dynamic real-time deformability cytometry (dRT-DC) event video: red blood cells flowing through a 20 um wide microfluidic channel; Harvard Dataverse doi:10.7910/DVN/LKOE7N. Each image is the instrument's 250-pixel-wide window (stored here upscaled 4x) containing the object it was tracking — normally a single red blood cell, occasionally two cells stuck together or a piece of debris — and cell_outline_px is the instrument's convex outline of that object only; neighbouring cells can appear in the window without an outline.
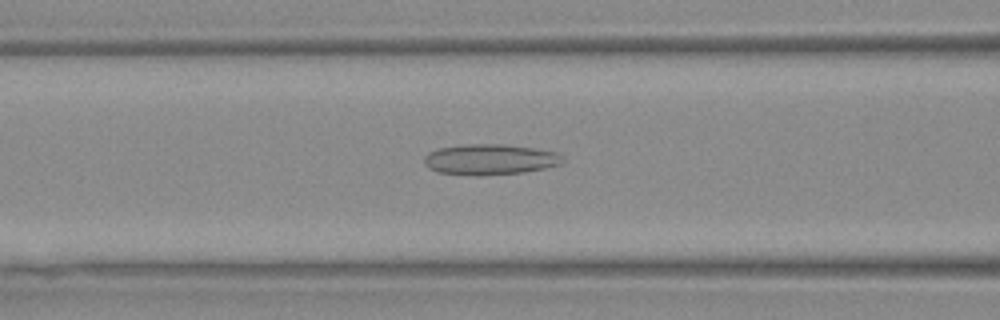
{"species": "Egyptian fruit bat (a non-hibernating species)", "species_latin": "Rousettus aegyptiacus", "temperature_condition": "warm", "stored_images_in_passage": 45, "segment_of_instrument_passage": [1, 2], "camera_frame_rate_fps": 3000, "um_per_image_px": 0.085, "animal": {"sex": "female"}, "frame": {"image": 1, "passage_image": 23, "time_ms": 7.333, "image_size_px": [1000, 320], "cell_outline_px": [[564, 160], [560, 164], [544, 168], [524, 172], [480, 176], [476, 176], [440, 172], [428, 168], [424, 164], [424, 156], [428, 152], [440, 148], [468, 144], [504, 144], [536, 148], [556, 152], [564, 156]], "centroid_in_image_um": [41.66, 13.55], "position_along_channel_um": 124.9, "area_um2": 24.85}}
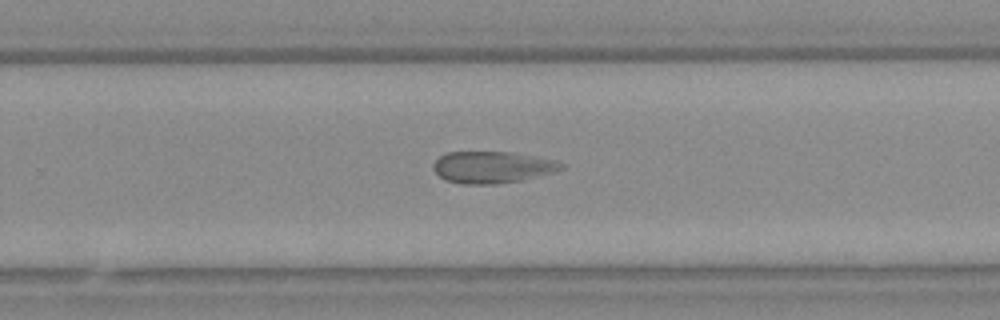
{"frame": {"image": 2, "passage_image": 36, "time_ms": 11.667, "image_size_px": [1000, 320], "cell_outline_px": [[564, 168], [552, 172], [520, 180], [496, 184], [460, 184], [444, 180], [432, 168], [432, 164], [440, 156], [448, 152], [512, 152], [556, 160], [564, 164]], "centroid_in_image_um": [41.81, 14.21], "position_along_channel_um": 288.0, "area_um2": 23.58}}
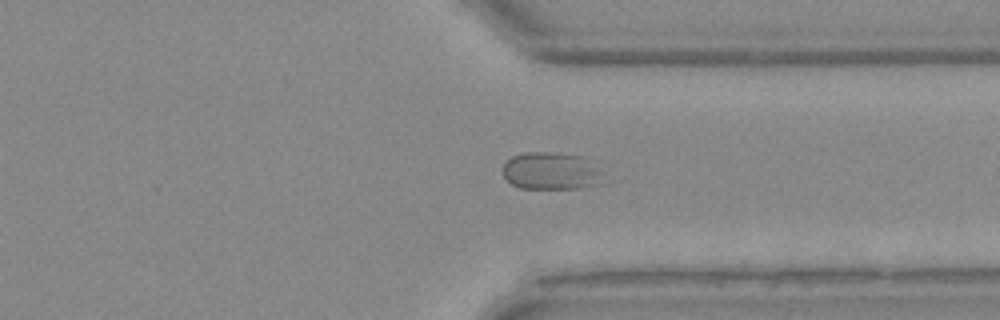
{"frame": {"image": 3, "passage_image": 42, "time_ms": 13.667, "image_size_px": [1000, 320], "cell_outline_px": [[604, 184], [580, 188], [520, 188], [512, 184], [504, 176], [504, 164], [512, 156], [524, 152], [552, 152], [584, 156], [596, 168]], "centroid_in_image_um": [46.83, 14.53], "position_along_channel_um": 364.6, "area_um2": 21.73}}